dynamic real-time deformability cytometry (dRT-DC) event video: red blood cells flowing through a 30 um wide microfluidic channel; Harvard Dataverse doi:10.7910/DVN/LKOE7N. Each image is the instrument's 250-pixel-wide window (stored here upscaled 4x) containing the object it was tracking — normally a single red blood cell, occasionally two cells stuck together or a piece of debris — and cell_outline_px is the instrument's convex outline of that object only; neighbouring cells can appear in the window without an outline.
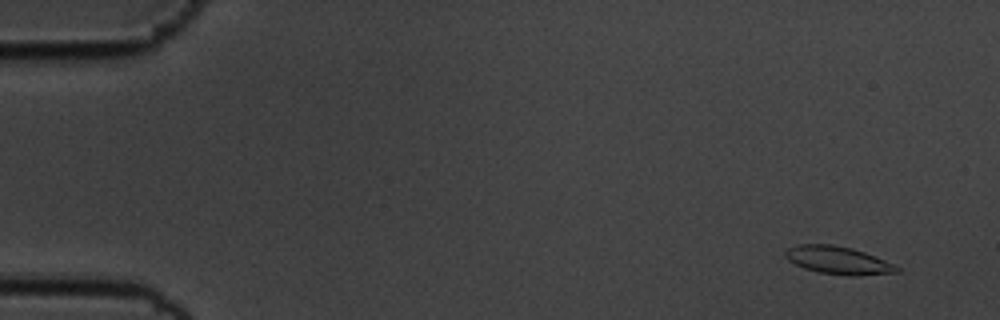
{"species": "common noctule bat (a hibernating species)", "species_latin": "Nyctalus noctula", "temperature_condition": "cold", "stored_images_in_passage": 57, "camera_frame_rate_fps": 3000, "um_per_image_px": 0.085, "animal": {"sex": "male", "body_mass_g": 19.5, "forearm_length_mm": 54.6}, "frame": {"image": 1, "passage_image": 4, "time_ms": 1.0, "image_size_px": [1000, 320], "cell_outline_px": [[900, 272], [856, 276], [852, 276], [820, 272], [804, 268], [788, 260], [784, 256], [784, 252], [788, 248], [796, 244], [832, 244], [852, 248], [876, 256], [900, 268]], "centroid_in_image_um": [71.23, 22.11], "position_along_channel_um": 13.8, "area_um2": 18.03}}
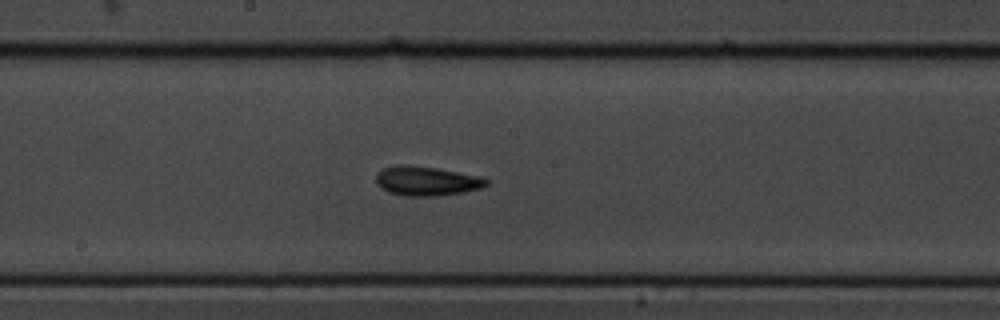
{"frame": {"image": 2, "passage_image": 31, "time_ms": 10.0, "image_size_px": [1000, 320], "cell_outline_px": [[488, 184], [480, 188], [464, 192], [436, 196], [404, 196], [388, 192], [380, 188], [376, 184], [376, 176], [384, 168], [396, 164], [408, 164], [436, 168], [480, 176], [488, 180]], "centroid_in_image_um": [36.23, 15.38], "position_along_channel_um": 212.0, "area_um2": 18.96}}
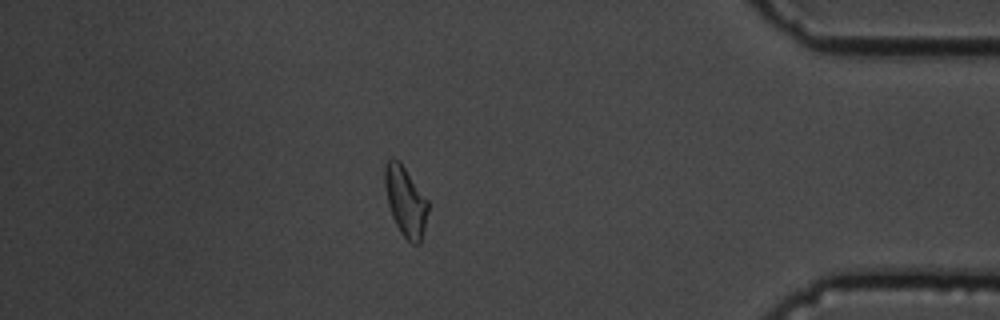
{"frame": {"image": 3, "passage_image": 50, "time_ms": 16.333, "image_size_px": [1000, 320], "cell_outline_px": [[428, 212], [420, 244], [412, 244], [400, 232], [392, 216], [388, 204], [384, 184], [384, 164], [392, 156], [400, 160], [428, 200]], "centroid_in_image_um": [34.45, 17.06], "position_along_channel_um": 400.7, "area_um2": 17.74}, "authors_computed_cell_mechanics": {"area_um2": 17.918, "velocity_mm_per_s": 3.5345, "shape_relaxation_time_tau1_ms": 3.8169, "shape_relaxation_time_tau2_ms": 5.9245, "deformation_change_tau1": 0.1117, "deformation_change_tau2": 0.1316}}